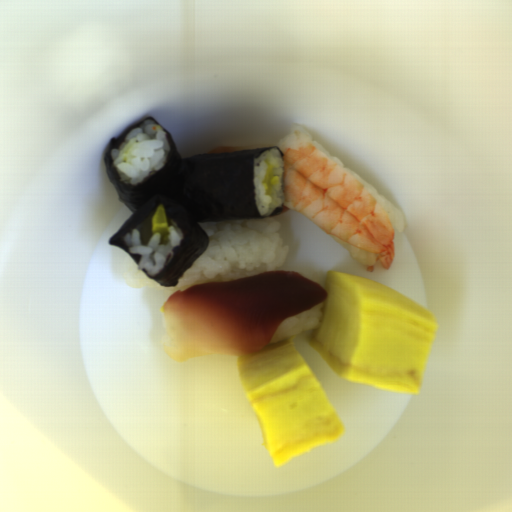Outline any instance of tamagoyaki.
Wrapping results in <instances>:
<instances>
[{
  "instance_id": "1",
  "label": "tamagoyaki",
  "mask_w": 512,
  "mask_h": 512,
  "mask_svg": "<svg viewBox=\"0 0 512 512\" xmlns=\"http://www.w3.org/2000/svg\"><path fill=\"white\" fill-rule=\"evenodd\" d=\"M324 289L322 322L309 348L340 379L420 395L438 333L434 313L390 287L334 269Z\"/></svg>"
},
{
  "instance_id": "2",
  "label": "tamagoyaki",
  "mask_w": 512,
  "mask_h": 512,
  "mask_svg": "<svg viewBox=\"0 0 512 512\" xmlns=\"http://www.w3.org/2000/svg\"><path fill=\"white\" fill-rule=\"evenodd\" d=\"M294 341L292 337L236 359L262 443L275 466L345 432L344 422Z\"/></svg>"
}]
</instances>
